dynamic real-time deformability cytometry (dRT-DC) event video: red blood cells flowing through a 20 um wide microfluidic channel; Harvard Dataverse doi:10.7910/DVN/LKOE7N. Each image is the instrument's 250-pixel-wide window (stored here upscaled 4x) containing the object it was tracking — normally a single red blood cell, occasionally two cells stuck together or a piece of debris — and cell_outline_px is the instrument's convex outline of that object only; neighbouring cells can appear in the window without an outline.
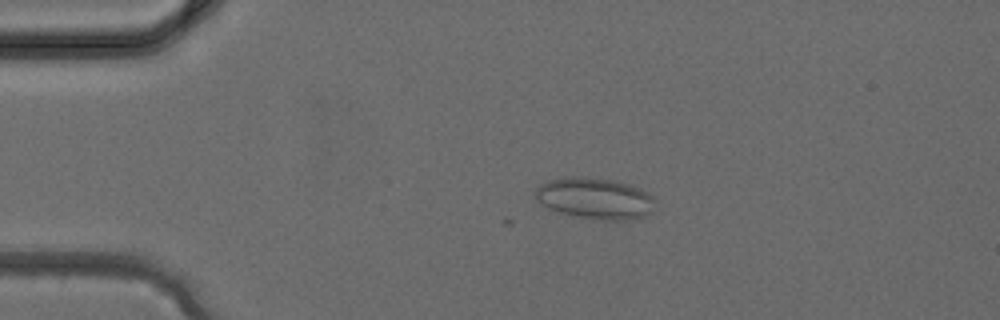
{"species": "common noctule bat (a hibernating species)", "species_latin": "Nyctalus noctula", "temperature_condition": "cold", "stored_images_in_passage": 12, "camera_frame_rate_fps": 3000, "um_per_image_px": 0.085, "animal": {"sex": "female", "body_mass_g": 24.6, "forearm_length_mm": 56.2}, "frame": {"image": 1, "passage_image": 8, "time_ms": 2.333, "image_size_px": [1000, 320], "cell_outline_px": [[652, 212], [644, 216], [624, 220], [600, 220], [576, 216], [560, 212], [544, 204], [536, 196], [536, 188], [540, 184], [548, 180], [576, 176], [612, 180], [628, 184], [640, 188], [652, 196]], "centroid_in_image_um": [50.59, 16.86], "position_along_channel_um": 34.4, "area_um2": 28.15}}